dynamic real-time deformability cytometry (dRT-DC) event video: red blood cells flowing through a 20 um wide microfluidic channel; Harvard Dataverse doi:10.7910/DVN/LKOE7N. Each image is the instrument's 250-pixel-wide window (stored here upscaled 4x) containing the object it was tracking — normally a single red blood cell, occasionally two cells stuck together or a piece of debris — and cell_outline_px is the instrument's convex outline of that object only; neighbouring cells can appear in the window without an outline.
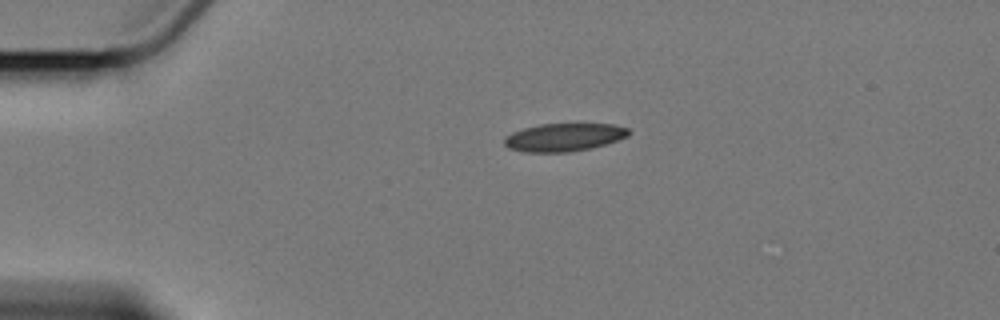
{"species": "Egyptian fruit bat (a non-hibernating species)", "species_latin": "Rousettus aegyptiacus", "temperature_condition": "cold", "stored_images_in_passage": 3, "camera_frame_rate_fps": 3000, "um_per_image_px": 0.085, "animal": {"sex": "female"}, "frame": {"image": 1, "passage_image": 1, "time_ms": 0.0, "image_size_px": [1000, 320], "cell_outline_px": [[632, 132], [628, 136], [592, 148], [568, 152], [524, 152], [508, 148], [504, 144], [504, 136], [512, 132], [524, 128], [540, 124], [612, 124], [628, 128]], "centroid_in_image_um": [47.92, 11.67], "position_along_channel_um": 37.1, "area_um2": 20.29}}
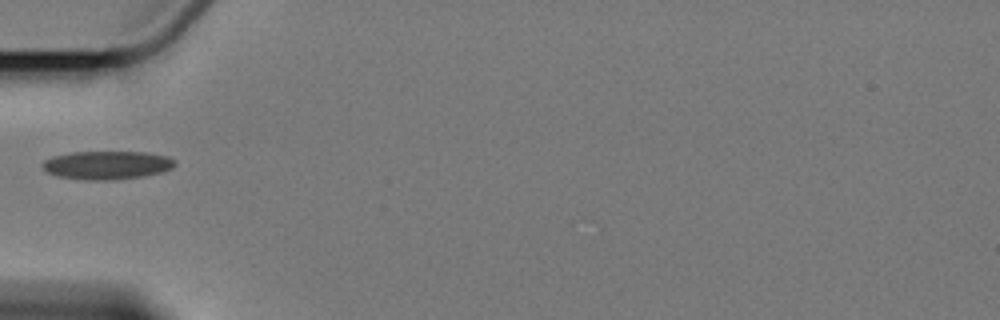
{"frame": {"image": 2, "passage_image": 3, "time_ms": 2.333, "image_size_px": [1000, 320], "cell_outline_px": [[176, 164], [172, 168], [160, 172], [144, 176], [112, 180], [84, 180], [60, 176], [48, 172], [40, 164], [44, 160], [52, 156], [72, 152], [144, 152], [168, 156], [176, 160]], "centroid_in_image_um": [9.11, 14.03], "position_along_channel_um": 75.9, "area_um2": 21.91}}